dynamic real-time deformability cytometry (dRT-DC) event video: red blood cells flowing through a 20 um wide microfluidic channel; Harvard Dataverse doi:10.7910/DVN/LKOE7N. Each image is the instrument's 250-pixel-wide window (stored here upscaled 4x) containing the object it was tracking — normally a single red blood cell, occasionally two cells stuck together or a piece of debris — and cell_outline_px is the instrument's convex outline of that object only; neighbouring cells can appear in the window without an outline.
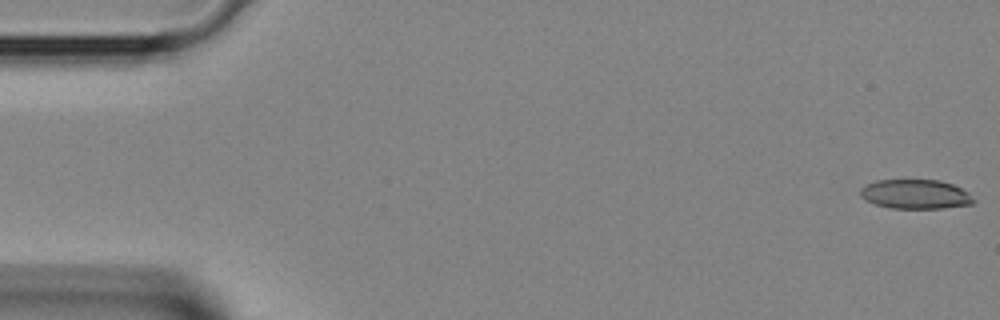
{"species": "Egyptian fruit bat (a non-hibernating species)", "species_latin": "Rousettus aegyptiacus", "temperature_condition": "room temperature", "stored_images_in_passage": 4, "segment_of_instrument_passage": [2, 2], "camera_frame_rate_fps": 3000, "um_per_image_px": 0.085, "animal": {"sex": "female"}, "frame": {"image": 1, "passage_image": 4, "time_ms": 1.0, "image_size_px": [1000, 320], "cell_outline_px": [[976, 200], [972, 204], [944, 208], [892, 208], [876, 204], [864, 200], [860, 196], [860, 188], [876, 180], [940, 180], [952, 184], [968, 192]], "centroid_in_image_um": [77.82, 16.51], "position_along_channel_um": 7.2, "area_um2": 19.36}}